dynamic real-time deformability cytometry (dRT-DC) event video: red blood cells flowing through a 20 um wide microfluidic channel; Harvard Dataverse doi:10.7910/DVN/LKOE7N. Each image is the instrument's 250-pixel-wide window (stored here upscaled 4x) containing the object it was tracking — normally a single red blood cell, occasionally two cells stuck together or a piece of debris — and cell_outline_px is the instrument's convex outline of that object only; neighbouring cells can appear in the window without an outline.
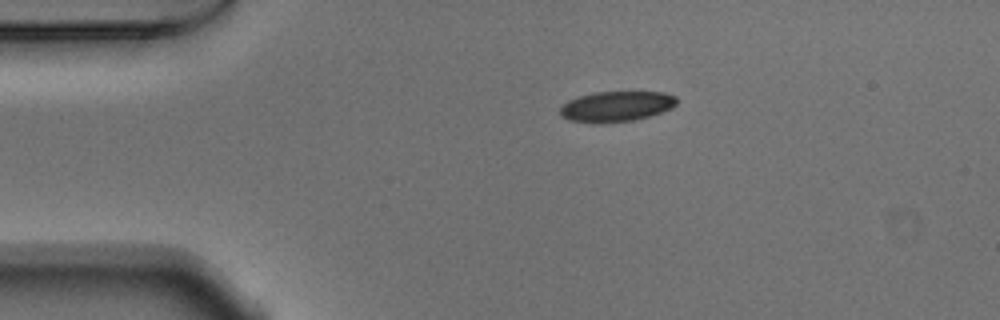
{"species": "Egyptian fruit bat (a non-hibernating species)", "species_latin": "Rousettus aegyptiacus", "temperature_condition": "warm", "stored_images_in_passage": 44, "camera_frame_rate_fps": 3000, "um_per_image_px": 0.085, "animal": {"sex": "male"}, "frame": {"image": 1, "passage_image": 1, "time_ms": 0.0, "image_size_px": [1000, 320], "cell_outline_px": [[676, 104], [672, 108], [648, 116], [632, 120], [604, 124], [600, 124], [568, 120], [560, 116], [560, 108], [568, 100], [580, 96], [596, 92], [664, 92], [676, 96]], "centroid_in_image_um": [52.36, 9.05], "position_along_channel_um": 32.6, "area_um2": 20.69}}
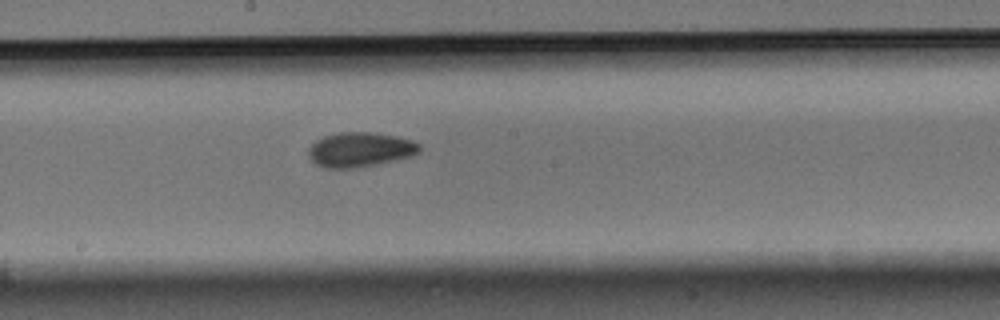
{"frame": {"image": 2, "passage_image": 19, "time_ms": 6.0, "image_size_px": [1000, 320], "cell_outline_px": [[420, 152], [412, 156], [396, 160], [376, 164], [352, 168], [324, 168], [316, 164], [308, 156], [308, 148], [316, 140], [324, 136], [340, 132], [376, 132], [396, 136], [412, 140], [420, 144]], "centroid_in_image_um": [30.61, 12.71], "position_along_channel_um": 217.6, "area_um2": 22.54}}
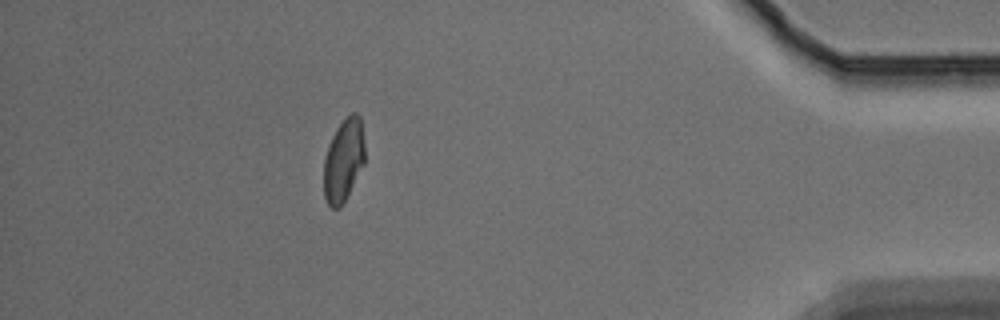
{"frame": {"image": 3, "passage_image": 38, "time_ms": 12.333, "image_size_px": [1000, 320], "cell_outline_px": [[364, 164], [340, 208], [332, 208], [328, 204], [324, 196], [324, 160], [328, 144], [336, 128], [352, 112], [356, 112], [360, 116], [364, 144]], "centroid_in_image_um": [29.19, 13.61], "position_along_channel_um": 406.0, "area_um2": 19.59}, "authors_computed_cell_mechanics": {"area_um2": 20.9814, "velocity_mm_per_s": 3.7671, "shape_relaxation_time_tau1_ms": 9.0759, "shape_relaxation_time_tau2_ms": 2.1435, "deformation_change_tau1": 0.1801, "deformation_change_tau2": 0.066}}